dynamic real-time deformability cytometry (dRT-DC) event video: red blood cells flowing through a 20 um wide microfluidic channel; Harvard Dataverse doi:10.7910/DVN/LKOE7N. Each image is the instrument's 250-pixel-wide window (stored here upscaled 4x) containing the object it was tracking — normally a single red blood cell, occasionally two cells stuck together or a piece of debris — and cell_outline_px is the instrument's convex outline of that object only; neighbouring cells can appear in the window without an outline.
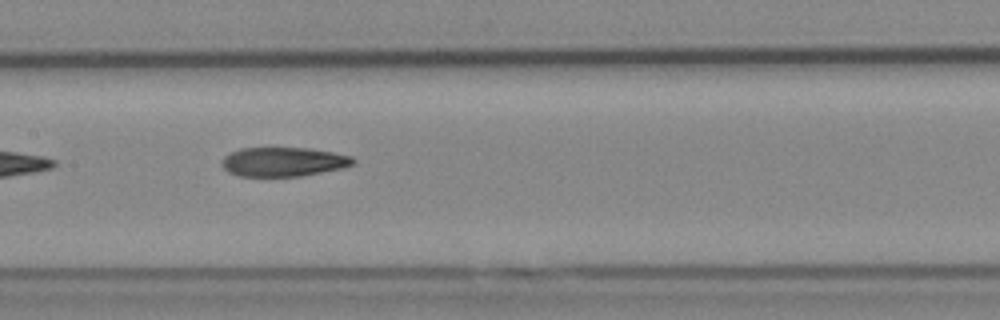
{"species": "Egyptian fruit bat (a non-hibernating species)", "species_latin": "Rousettus aegyptiacus", "temperature_condition": "cold", "stored_images_in_passage": 9, "camera_frame_rate_fps": 3000, "um_per_image_px": 0.085, "animal": {"sex": "female"}, "frame": {"image": 1, "passage_image": 7, "time_ms": 7.667, "image_size_px": [1000, 320], "cell_outline_px": [[356, 160], [352, 164], [344, 168], [300, 176], [240, 176], [228, 172], [224, 168], [224, 156], [240, 148], [308, 148], [332, 152], [352, 156]], "centroid_in_image_um": [24.12, 13.75], "position_along_channel_um": 183.3, "area_um2": 22.14}}